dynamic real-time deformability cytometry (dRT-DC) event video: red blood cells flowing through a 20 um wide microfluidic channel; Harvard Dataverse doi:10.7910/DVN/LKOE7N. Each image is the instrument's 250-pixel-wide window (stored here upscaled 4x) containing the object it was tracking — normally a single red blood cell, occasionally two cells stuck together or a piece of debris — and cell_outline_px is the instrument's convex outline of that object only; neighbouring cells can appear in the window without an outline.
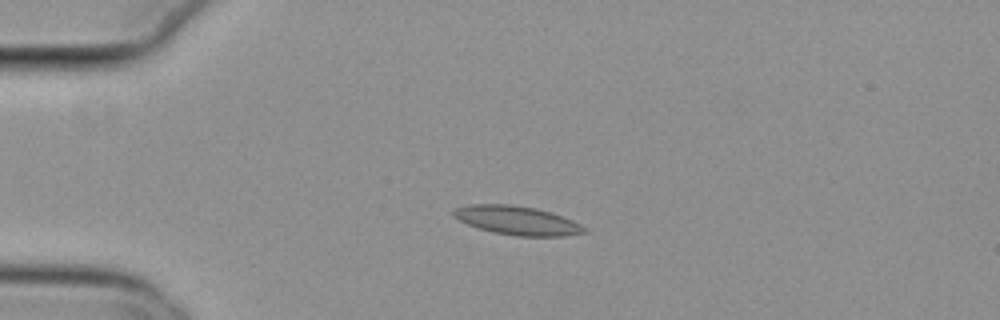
{"species": "common noctule bat (a hibernating species)", "species_latin": "Nyctalus noctula", "temperature_condition": "cold", "stored_images_in_passage": 43, "camera_frame_rate_fps": 3000, "um_per_image_px": 0.085, "animal": {"sex": "female", "body_mass_g": 29.2, "forearm_length_mm": 56.3}, "frame": {"image": 1, "passage_image": 2, "time_ms": 0.333, "image_size_px": [1000, 320], "cell_outline_px": [[588, 232], [564, 236], [516, 236], [492, 232], [468, 224], [452, 216], [452, 208], [468, 204], [512, 204], [536, 208], [552, 212], [572, 220], [580, 224]], "centroid_in_image_um": [43.93, 18.72], "position_along_channel_um": 41.1, "area_um2": 22.08}}
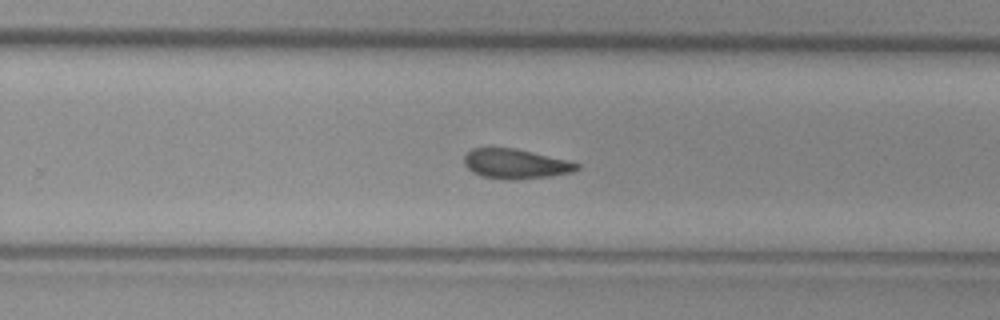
{"frame": {"image": 2, "passage_image": 24, "time_ms": 7.667, "image_size_px": [1000, 320], "cell_outline_px": [[580, 168], [572, 172], [552, 176], [512, 180], [504, 180], [480, 176], [472, 172], [464, 164], [464, 156], [472, 148], [516, 148], [568, 160], [580, 164]], "centroid_in_image_um": [43.83, 13.93], "position_along_channel_um": 286.0, "area_um2": 19.71}}
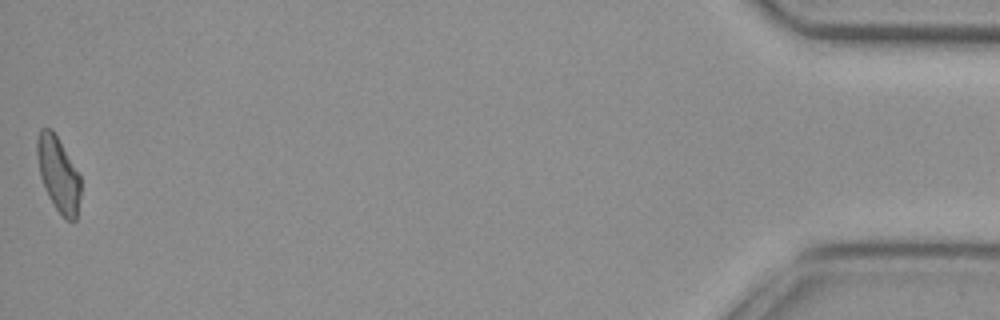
{"frame": {"image": 3, "passage_image": 43, "time_ms": 14.0, "image_size_px": [1000, 320], "cell_outline_px": [[80, 196], [76, 220], [64, 220], [48, 196], [44, 188], [40, 176], [36, 152], [36, 140], [40, 128], [52, 128], [80, 176]], "centroid_in_image_um": [4.94, 14.8], "position_along_channel_um": 430.3, "area_um2": 18.96}, "authors_computed_cell_mechanics": {"area_um2": 19.7098, "velocity_mm_per_s": 3.7935, "shape_relaxation_time_tau1_ms": null, "shape_relaxation_time_tau2_ms": 9.2609, "deformation_change_tau1": null, "deformation_change_tau2": 0.1965}}